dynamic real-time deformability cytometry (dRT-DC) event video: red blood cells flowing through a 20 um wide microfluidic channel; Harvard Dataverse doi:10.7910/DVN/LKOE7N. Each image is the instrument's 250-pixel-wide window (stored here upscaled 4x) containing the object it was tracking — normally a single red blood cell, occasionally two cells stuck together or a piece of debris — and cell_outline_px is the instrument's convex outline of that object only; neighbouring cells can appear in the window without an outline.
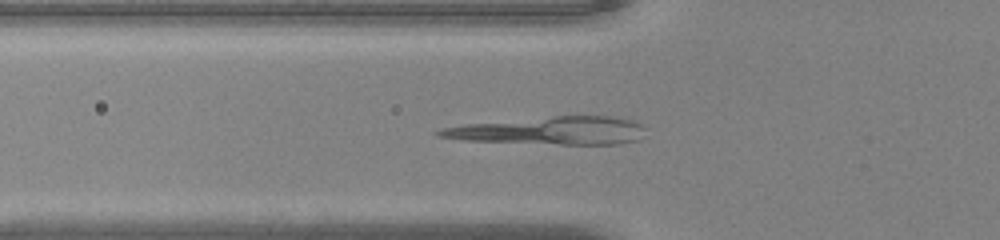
{"species": "common noctule bat (a hibernating species)", "species_latin": "Nyctalus noctula", "temperature_condition": "warm", "stored_images_in_passage": 50, "camera_frame_rate_fps": 3000, "um_per_image_px": 0.085, "animal": {"sex": "male", "body_mass_g": 20.0, "forearm_length_mm": 53.3}, "frame": {"image": 1, "passage_image": 18, "time_ms": 5.667, "image_size_px": [1000, 240], "cell_outline_px": [[644, 128], [640, 140], [620, 144], [560, 144], [464, 140], [436, 136], [432, 132], [440, 128], [468, 124], [556, 116], [612, 116], [636, 120]], "centroid_in_image_um": [46.8, 11.11], "position_along_channel_um": 79.0, "area_um2": 33.23}}
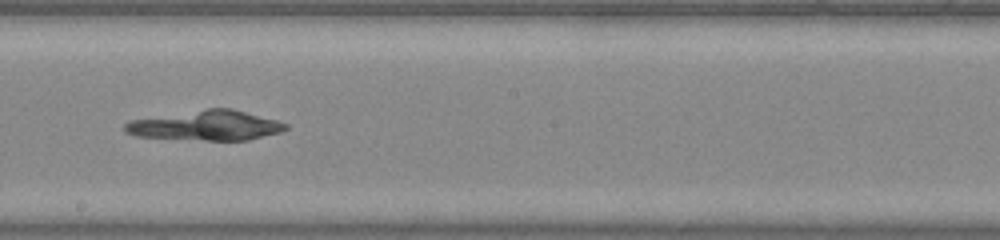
{"frame": {"image": 2, "passage_image": 29, "time_ms": 9.333, "image_size_px": [1000, 240], "cell_outline_px": [[288, 128], [280, 132], [248, 140], [204, 140], [136, 136], [124, 132], [124, 124], [128, 120], [208, 108], [232, 108], [276, 120], [288, 124]], "centroid_in_image_um": [17.49, 10.66], "position_along_channel_um": 230.7, "area_um2": 27.92}}
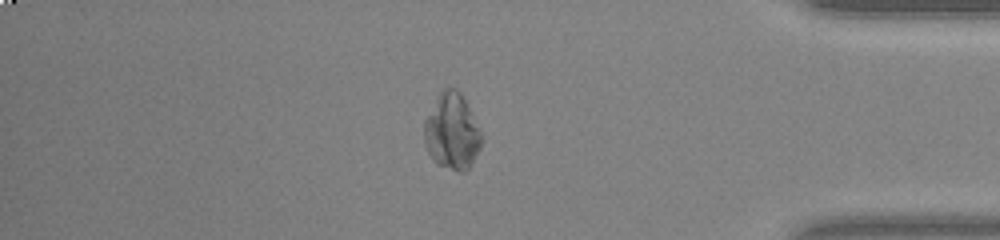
{"frame": {"image": 3, "passage_image": 43, "time_ms": 14.0, "image_size_px": [1000, 240], "cell_outline_px": [[480, 148], [472, 164], [464, 172], [456, 172], [436, 164], [428, 152], [424, 144], [424, 120], [440, 92], [444, 88], [456, 88], [460, 92], [480, 128]], "centroid_in_image_um": [38.4, 11.21], "position_along_channel_um": 396.8, "area_um2": 25.37}}